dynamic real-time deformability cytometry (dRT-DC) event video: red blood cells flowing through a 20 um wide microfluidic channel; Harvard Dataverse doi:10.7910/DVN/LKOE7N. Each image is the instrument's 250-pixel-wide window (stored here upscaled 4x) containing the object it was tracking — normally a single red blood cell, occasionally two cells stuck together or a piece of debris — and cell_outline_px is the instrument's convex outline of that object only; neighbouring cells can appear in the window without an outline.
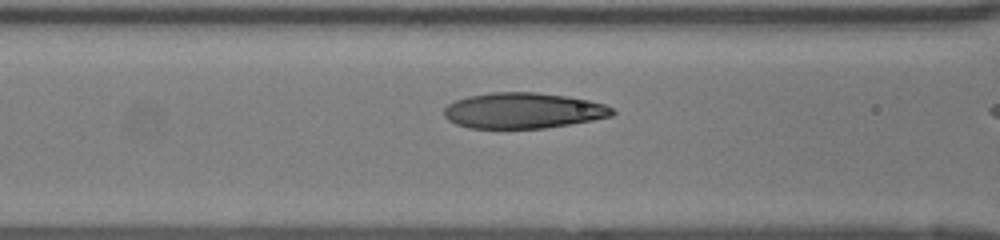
{"species": "human", "species_latin": "Homo sapiens", "temperature_condition": "room temperature", "stored_images_in_passage": 27, "camera_frame_rate_fps": 3000, "um_per_image_px": 0.085, "donor": {"sex": "female"}, "frame": {"image": 1, "passage_image": 6, "time_ms": 1.667, "image_size_px": [1000, 240], "cell_outline_px": [[616, 112], [612, 116], [592, 120], [544, 128], [468, 128], [456, 124], [448, 120], [444, 116], [444, 108], [448, 104], [456, 100], [468, 96], [492, 92], [536, 92], [564, 96], [588, 100], [604, 104], [612, 108]], "centroid_in_image_um": [44.44, 9.4], "position_along_channel_um": 122.2, "area_um2": 34.91}}
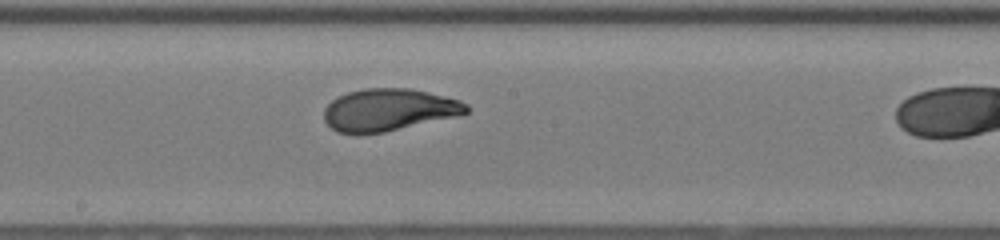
{"frame": {"image": 2, "passage_image": 13, "time_ms": 4.0, "image_size_px": [1000, 240], "cell_outline_px": [[468, 112], [460, 116], [384, 132], [336, 132], [324, 120], [324, 108], [332, 100], [348, 92], [364, 88], [408, 88], [428, 92], [460, 100], [468, 104]], "centroid_in_image_um": [33.08, 9.32], "position_along_channel_um": 215.1, "area_um2": 34.8}}
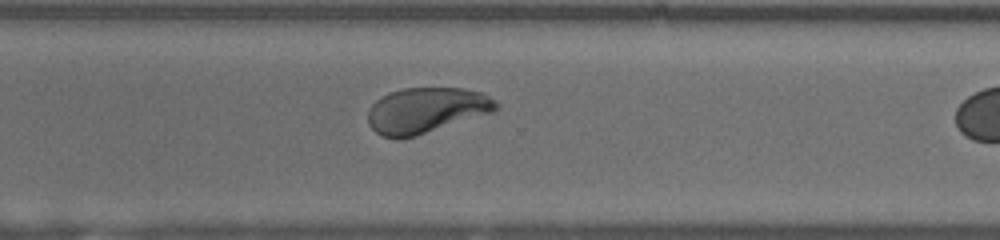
{"frame": {"image": 3, "passage_image": 22, "time_ms": 7.0, "image_size_px": [1000, 240], "cell_outline_px": [[500, 108], [496, 112], [416, 136], [400, 140], [396, 140], [380, 136], [368, 124], [368, 108], [376, 100], [388, 92], [404, 88], [464, 88], [484, 92], [496, 100], [500, 104]], "centroid_in_image_um": [36.27, 9.39], "position_along_channel_um": 334.3, "area_um2": 34.91}}